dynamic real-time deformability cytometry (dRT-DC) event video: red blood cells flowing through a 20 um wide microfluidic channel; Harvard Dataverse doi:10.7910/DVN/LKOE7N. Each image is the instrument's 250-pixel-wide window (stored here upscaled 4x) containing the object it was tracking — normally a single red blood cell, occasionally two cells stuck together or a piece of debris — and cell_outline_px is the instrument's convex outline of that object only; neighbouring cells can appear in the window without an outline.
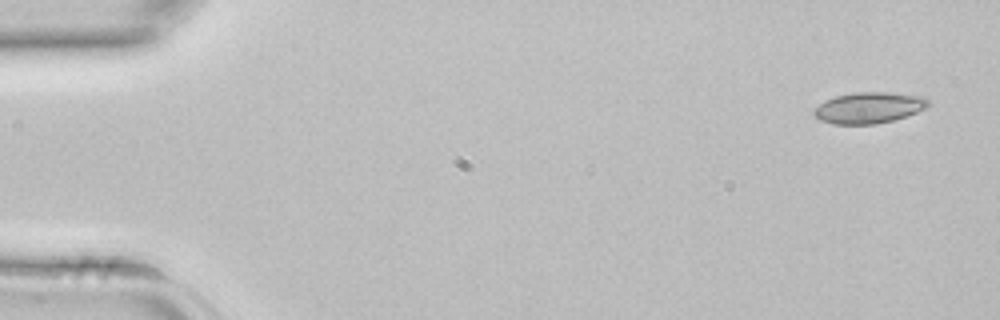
{"species": "common noctule bat (a hibernating species)", "species_latin": "Nyctalus noctula", "temperature_condition": "room temperature", "stored_images_in_passage": 4, "camera_frame_rate_fps": 3000, "um_per_image_px": 0.085, "animal": {"sex": "female", "body_mass_g": 22.7, "forearm_length_mm": 54.2}, "frame": {"image": 1, "passage_image": 1, "time_ms": 0.0, "image_size_px": [1000, 320], "cell_outline_px": [[928, 104], [924, 108], [916, 112], [892, 120], [876, 124], [832, 124], [820, 120], [812, 112], [812, 108], [824, 100], [836, 96], [852, 92], [888, 92], [924, 96], [928, 100]], "centroid_in_image_um": [73.79, 9.15], "position_along_channel_um": 11.2, "area_um2": 20.75}}
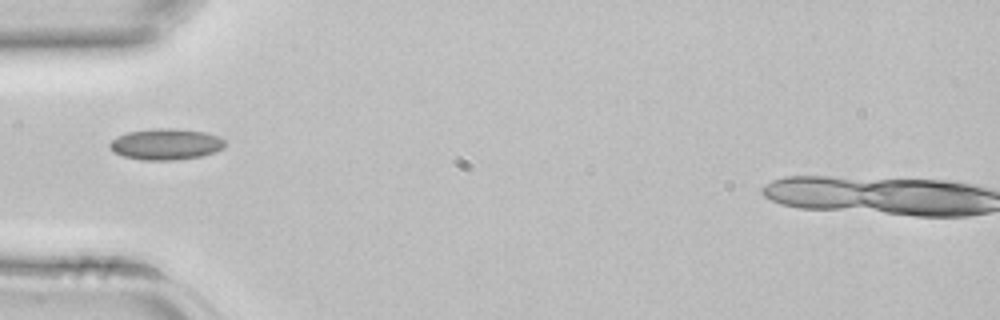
{"frame": {"image": 2, "passage_image": 4, "time_ms": 1.0, "image_size_px": [1000, 320], "cell_outline_px": [[224, 148], [216, 152], [200, 156], [176, 160], [140, 160], [124, 156], [116, 152], [108, 144], [116, 136], [128, 132], [152, 128], [176, 128], [204, 132], [216, 136], [224, 140]], "centroid_in_image_um": [14.1, 12.25], "position_along_channel_um": 70.9, "area_um2": 20.87}}